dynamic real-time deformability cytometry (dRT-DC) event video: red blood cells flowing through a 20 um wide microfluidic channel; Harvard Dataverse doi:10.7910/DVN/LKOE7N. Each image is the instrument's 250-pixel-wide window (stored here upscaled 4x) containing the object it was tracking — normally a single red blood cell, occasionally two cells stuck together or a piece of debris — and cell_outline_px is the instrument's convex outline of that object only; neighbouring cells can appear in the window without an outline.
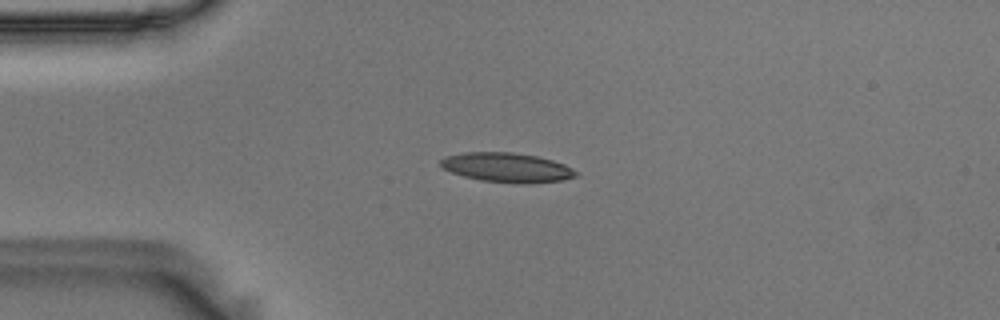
{"species": "Egyptian fruit bat (a non-hibernating species)", "species_latin": "Rousettus aegyptiacus", "temperature_condition": "room temperature", "stored_images_in_passage": 43, "camera_frame_rate_fps": 3000, "um_per_image_px": 0.085, "animal": {"sex": "male"}, "frame": {"image": 1, "passage_image": 1, "time_ms": 0.0, "image_size_px": [1000, 320], "cell_outline_px": [[580, 172], [576, 176], [560, 180], [524, 184], [520, 184], [480, 180], [464, 176], [440, 168], [440, 160], [448, 156], [464, 152], [512, 152], [536, 156], [552, 160], [564, 164]], "centroid_in_image_um": [43.08, 14.24], "position_along_channel_um": 41.9, "area_um2": 23.18}}
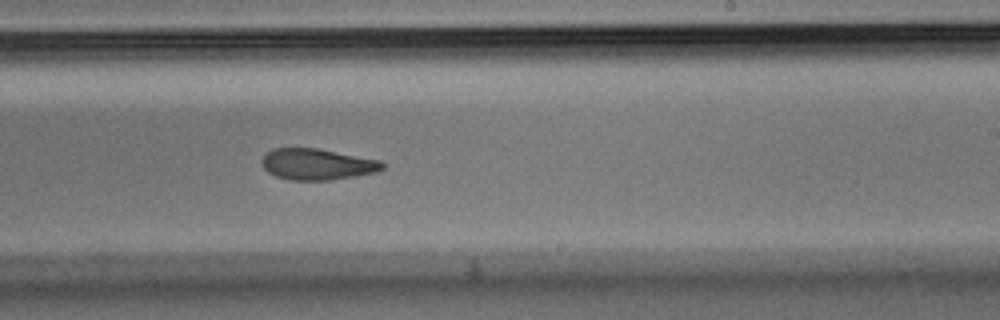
{"frame": {"image": 2, "passage_image": 21, "time_ms": 6.667, "image_size_px": [1000, 320], "cell_outline_px": [[384, 168], [376, 172], [356, 176], [332, 180], [288, 180], [276, 176], [268, 172], [260, 164], [260, 160], [272, 148], [316, 148], [380, 160], [384, 164]], "centroid_in_image_um": [26.94, 13.97], "position_along_channel_um": 262.1, "area_um2": 21.96}}
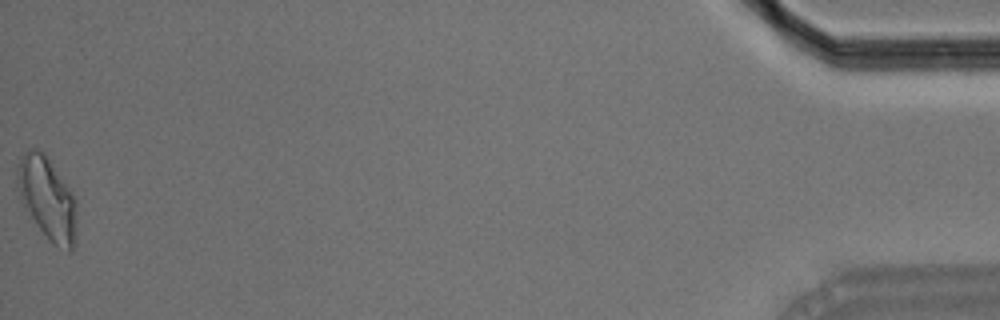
{"frame": {"image": 3, "passage_image": 43, "time_ms": 14.0, "image_size_px": [1000, 320], "cell_outline_px": [[76, 244], [72, 252], [68, 252], [52, 244], [48, 240], [20, 200], [16, 188], [16, 164], [20, 156], [28, 148], [36, 148], [44, 152], [72, 192], [76, 204]], "centroid_in_image_um": [4.0, 16.86], "position_along_channel_um": 431.2, "area_um2": 29.07}, "authors_computed_cell_mechanics": {"area_um2": 23.12, "velocity_mm_per_s": 3.6372, "shape_relaxation_time_tau1_ms": 8.8204, "shape_relaxation_time_tau2_ms": 3.8632, "deformation_change_tau1": 0.1929, "deformation_change_tau2": 0.1205}}